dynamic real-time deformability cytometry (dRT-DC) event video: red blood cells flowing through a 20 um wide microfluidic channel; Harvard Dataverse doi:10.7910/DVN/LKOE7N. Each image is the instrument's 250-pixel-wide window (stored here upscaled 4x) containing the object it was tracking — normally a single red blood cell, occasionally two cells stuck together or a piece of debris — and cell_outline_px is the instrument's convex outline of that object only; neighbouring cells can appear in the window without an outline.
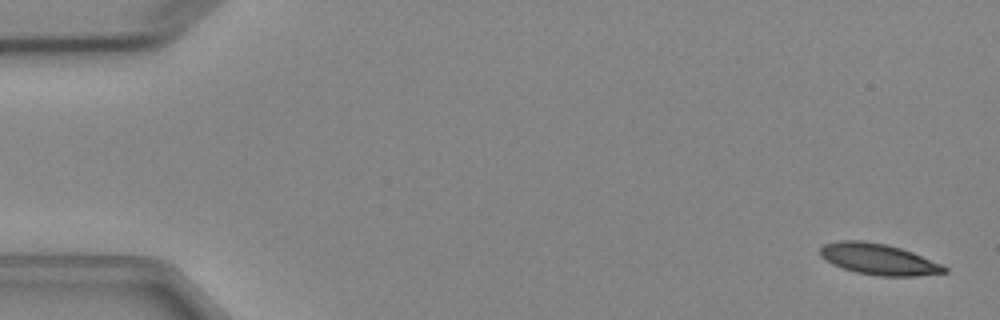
{"species": "Egyptian fruit bat (a non-hibernating species)", "species_latin": "Rousettus aegyptiacus", "temperature_condition": "cold", "stored_images_in_passage": 5, "segment_of_instrument_passage": [1, 2], "camera_frame_rate_fps": 3000, "um_per_image_px": 0.085, "animal": {"sex": "female"}, "frame": {"image": 1, "passage_image": 1, "time_ms": 0.0, "image_size_px": [1000, 320], "cell_outline_px": [[948, 272], [916, 276], [880, 276], [856, 272], [832, 264], [820, 256], [820, 248], [824, 244], [840, 240], [864, 240], [884, 244], [900, 248], [912, 252], [940, 264], [948, 268]], "centroid_in_image_um": [74.65, 22.03], "position_along_channel_um": 10.3, "area_um2": 22.31}}
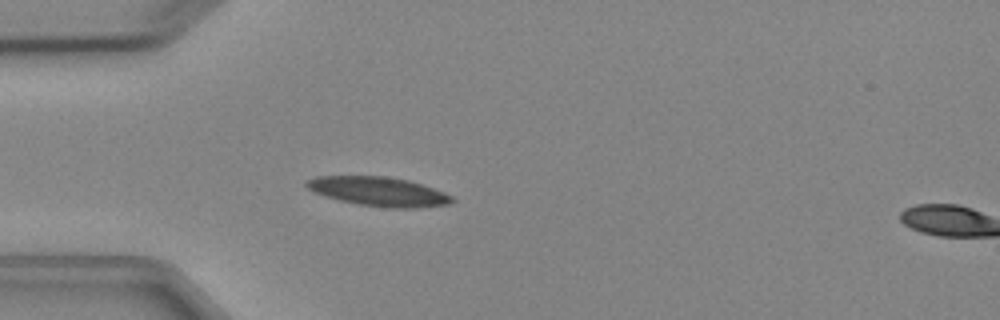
{"frame": {"image": 2, "passage_image": 4, "time_ms": 4.333, "image_size_px": [1000, 320], "cell_outline_px": [[456, 200], [448, 204], [416, 208], [392, 208], [360, 204], [340, 200], [324, 196], [312, 192], [304, 184], [304, 180], [316, 176], [384, 176], [408, 180], [444, 192], [452, 196]], "centroid_in_image_um": [32.14, 16.27], "position_along_channel_um": 52.9, "area_um2": 24.68}}